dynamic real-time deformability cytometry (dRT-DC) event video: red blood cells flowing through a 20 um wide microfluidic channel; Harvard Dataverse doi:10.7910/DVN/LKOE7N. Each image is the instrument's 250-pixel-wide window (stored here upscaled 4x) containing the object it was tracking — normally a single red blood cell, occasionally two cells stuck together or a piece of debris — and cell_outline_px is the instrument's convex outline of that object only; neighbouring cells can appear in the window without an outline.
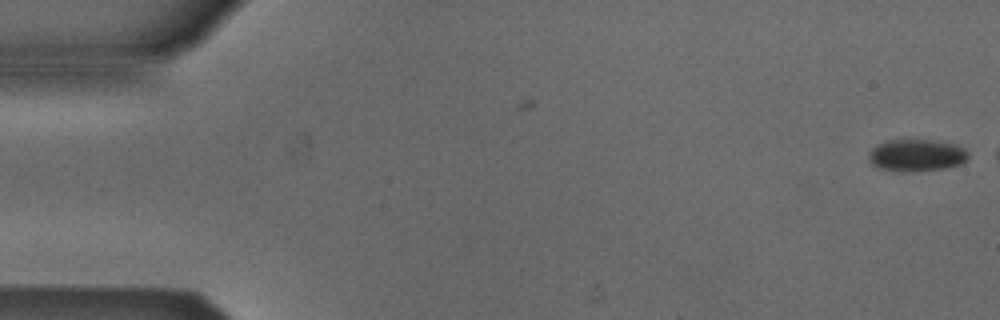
{"species": "Egyptian fruit bat (a non-hibernating species)", "species_latin": "Rousettus aegyptiacus", "temperature_condition": "cold", "stored_images_in_passage": 5, "camera_frame_rate_fps": 3000, "um_per_image_px": 0.085, "animal": {"sex": "male"}, "frame": {"image": 1, "passage_image": 5, "time_ms": 1.333, "image_size_px": [1000, 320], "cell_outline_px": [[968, 156], [960, 164], [944, 168], [908, 172], [880, 168], [872, 164], [868, 160], [868, 152], [872, 148], [888, 140], [940, 140], [956, 144], [964, 148], [968, 152]], "centroid_in_image_um": [77.91, 13.18], "position_along_channel_um": 7.1, "area_um2": 18.55}}